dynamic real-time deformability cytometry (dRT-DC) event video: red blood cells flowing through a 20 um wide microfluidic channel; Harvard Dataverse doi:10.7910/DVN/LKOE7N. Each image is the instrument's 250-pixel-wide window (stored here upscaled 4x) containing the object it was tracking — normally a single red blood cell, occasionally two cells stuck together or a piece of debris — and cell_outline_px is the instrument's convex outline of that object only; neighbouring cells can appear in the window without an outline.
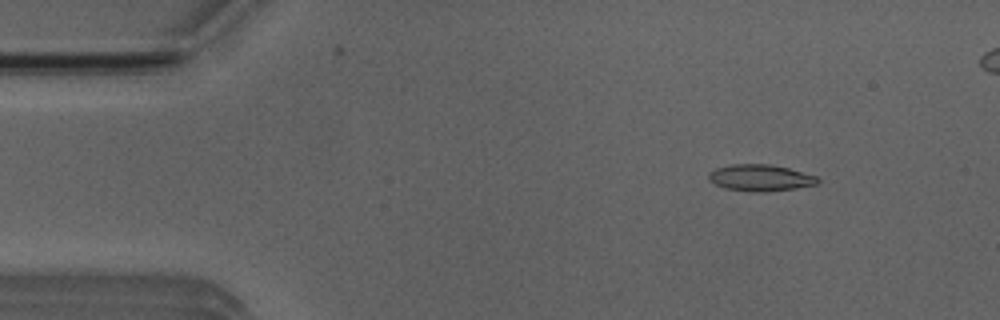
{"species": "Egyptian fruit bat (a non-hibernating species)", "species_latin": "Rousettus aegyptiacus", "temperature_condition": "room temperature", "stored_images_in_passage": 5, "camera_frame_rate_fps": 3000, "um_per_image_px": 0.085, "animal": {"sex": "male"}, "frame": {"image": 1, "passage_image": 2, "time_ms": 1.0, "image_size_px": [1000, 320], "cell_outline_px": [[820, 184], [796, 188], [768, 192], [752, 192], [724, 188], [708, 180], [708, 172], [716, 168], [732, 164], [768, 164], [788, 168], [816, 176], [820, 180]], "centroid_in_image_um": [64.63, 15.12], "position_along_channel_um": 20.4, "area_um2": 16.99}}